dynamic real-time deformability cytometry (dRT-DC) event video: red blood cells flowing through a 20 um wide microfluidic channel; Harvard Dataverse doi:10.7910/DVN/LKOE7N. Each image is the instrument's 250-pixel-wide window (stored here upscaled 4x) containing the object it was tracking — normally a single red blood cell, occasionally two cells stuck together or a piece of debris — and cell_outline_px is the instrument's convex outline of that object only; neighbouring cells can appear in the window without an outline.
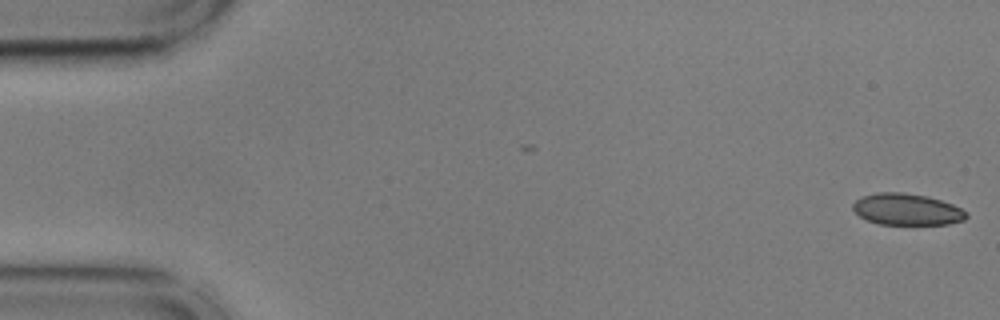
{"species": "common noctule bat (a hibernating species)", "species_latin": "Nyctalus noctula", "temperature_condition": "cold", "stored_images_in_passage": 55, "camera_frame_rate_fps": 3000, "um_per_image_px": 0.085, "animal": {"sex": "male", "body_mass_g": 17.9, "forearm_length_mm": 54.2}, "frame": {"image": 1, "passage_image": 1, "time_ms": 0.0, "image_size_px": [1000, 320], "cell_outline_px": [[968, 216], [964, 220], [948, 224], [880, 224], [868, 220], [860, 216], [852, 208], [852, 204], [860, 196], [876, 192], [904, 192], [928, 196], [952, 204], [968, 212]], "centroid_in_image_um": [77.08, 17.78], "position_along_channel_um": 7.9, "area_um2": 20.92}}
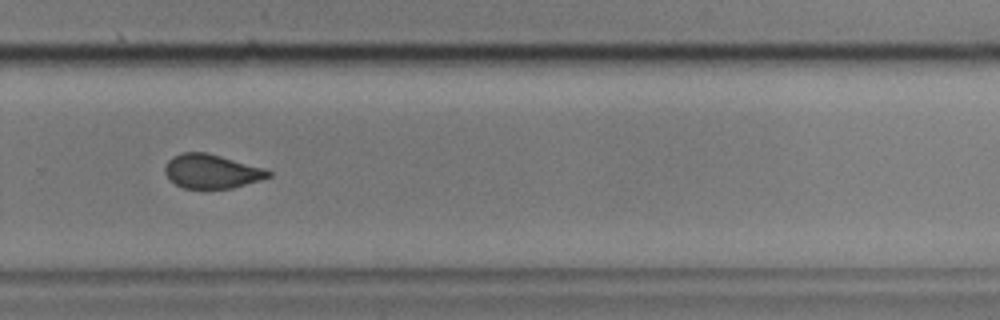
{"frame": {"image": 2, "passage_image": 37, "time_ms": 12.0, "image_size_px": [1000, 320], "cell_outline_px": [[272, 176], [260, 180], [232, 188], [184, 188], [168, 180], [164, 172], [164, 168], [168, 160], [172, 156], [180, 152], [204, 152], [220, 156], [264, 168], [272, 172]], "centroid_in_image_um": [17.95, 14.56], "position_along_channel_um": 311.8, "area_um2": 20.52}}
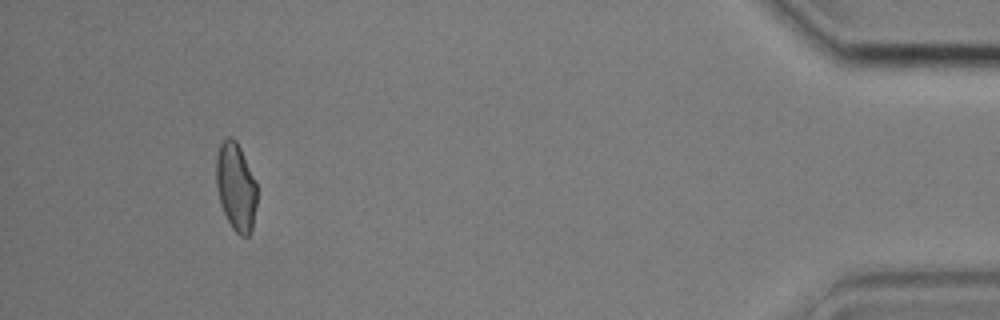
{"frame": {"image": 3, "passage_image": 51, "time_ms": 16.667, "image_size_px": [1000, 320], "cell_outline_px": [[256, 204], [252, 232], [248, 236], [240, 236], [232, 228], [224, 212], [220, 200], [216, 184], [216, 156], [220, 144], [228, 136], [232, 136], [236, 140], [256, 180]], "centroid_in_image_um": [20.06, 15.87], "position_along_channel_um": 415.1, "area_um2": 20.87}, "authors_computed_cell_mechanics": {"area_um2": 21.7328, "velocity_mm_per_s": 3.6279, "shape_relaxation_time_tau1_ms": 10.9014, "shape_relaxation_time_tau2_ms": 1.6192, "deformation_change_tau1": 0.1565, "deformation_change_tau2": 0.0545}}